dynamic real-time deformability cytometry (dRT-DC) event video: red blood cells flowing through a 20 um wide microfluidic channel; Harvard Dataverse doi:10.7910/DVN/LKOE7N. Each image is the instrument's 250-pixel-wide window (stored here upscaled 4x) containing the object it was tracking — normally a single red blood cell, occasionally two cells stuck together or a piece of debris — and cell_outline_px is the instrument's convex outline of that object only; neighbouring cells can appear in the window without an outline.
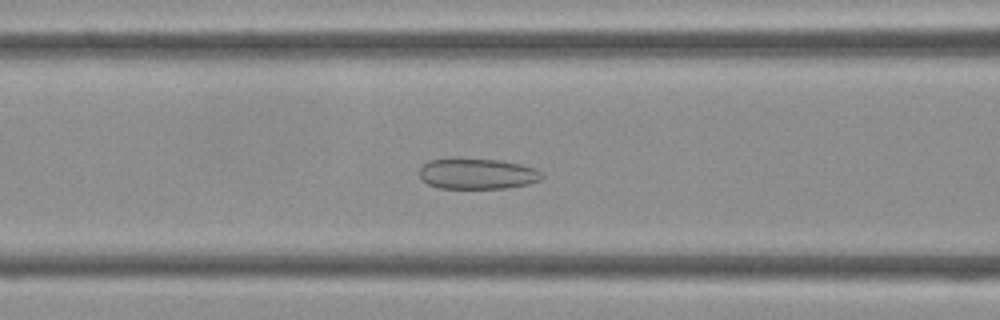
{"species": "Egyptian fruit bat (a non-hibernating species)", "species_latin": "Rousettus aegyptiacus", "temperature_condition": "cold", "stored_images_in_passage": 43, "camera_frame_rate_fps": 3000, "um_per_image_px": 0.085, "frame": {"image": 1, "passage_image": 17, "time_ms": 5.333, "image_size_px": [1000, 320], "cell_outline_px": [[544, 176], [540, 180], [528, 184], [508, 188], [440, 188], [428, 184], [420, 176], [420, 168], [428, 160], [452, 156], [456, 156], [500, 160], [520, 164], [536, 168]], "centroid_in_image_um": [40.55, 14.73], "position_along_channel_um": 126.1, "area_um2": 22.54}}
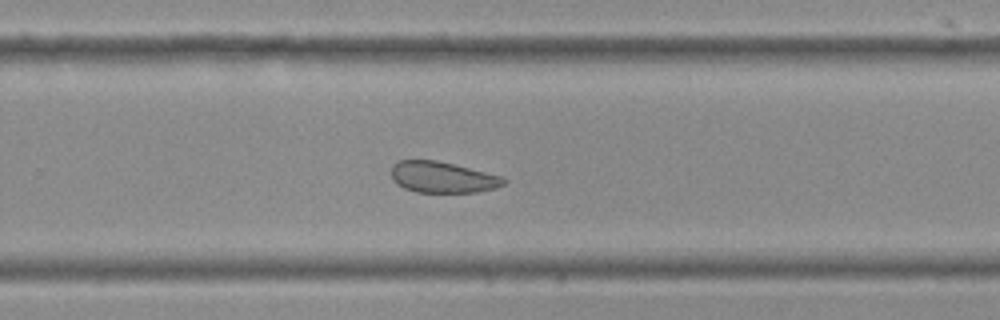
{"frame": {"image": 2, "passage_image": 28, "time_ms": 9.0, "image_size_px": [1000, 320], "cell_outline_px": [[508, 180], [504, 184], [496, 188], [476, 192], [416, 192], [404, 188], [396, 184], [392, 180], [392, 164], [400, 160], [436, 160], [504, 176]], "centroid_in_image_um": [37.63, 15.06], "position_along_channel_um": 292.2, "area_um2": 20.52}}
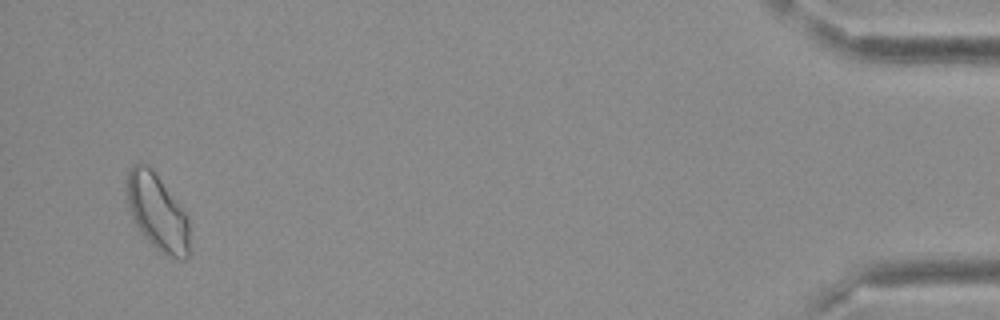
{"frame": {"image": 3, "passage_image": 42, "time_ms": 13.667, "image_size_px": [1000, 320], "cell_outline_px": [[188, 256], [184, 260], [172, 260], [160, 252], [140, 232], [132, 216], [128, 204], [128, 168], [132, 164], [140, 160], [148, 164], [152, 168], [184, 212], [188, 220]], "centroid_in_image_um": [13.36, 18.04], "position_along_channel_um": 421.8, "area_um2": 27.69}}